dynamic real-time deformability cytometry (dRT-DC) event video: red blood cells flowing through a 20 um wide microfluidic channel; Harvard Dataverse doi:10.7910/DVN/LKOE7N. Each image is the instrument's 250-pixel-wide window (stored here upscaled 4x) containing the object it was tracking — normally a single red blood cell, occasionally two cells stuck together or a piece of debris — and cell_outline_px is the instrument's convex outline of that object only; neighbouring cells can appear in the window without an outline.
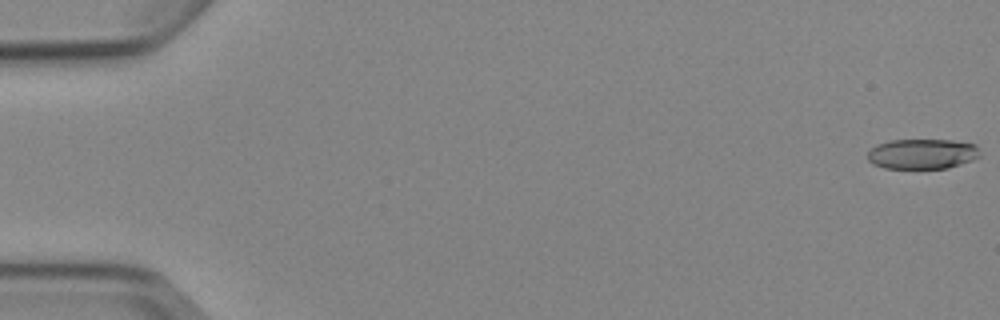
{"species": "Egyptian fruit bat (a non-hibernating species)", "species_latin": "Rousettus aegyptiacus", "temperature_condition": "cold", "stored_images_in_passage": 5, "camera_frame_rate_fps": 3000, "um_per_image_px": 0.085, "animal": {"sex": "female"}, "frame": {"image": 1, "passage_image": 1, "time_ms": 0.0, "image_size_px": [1000, 320], "cell_outline_px": [[980, 156], [972, 160], [948, 168], [884, 168], [872, 164], [868, 160], [868, 152], [876, 144], [888, 140], [952, 140], [976, 144]], "centroid_in_image_um": [78.37, 13.07], "position_along_channel_um": 6.6, "area_um2": 19.77}}
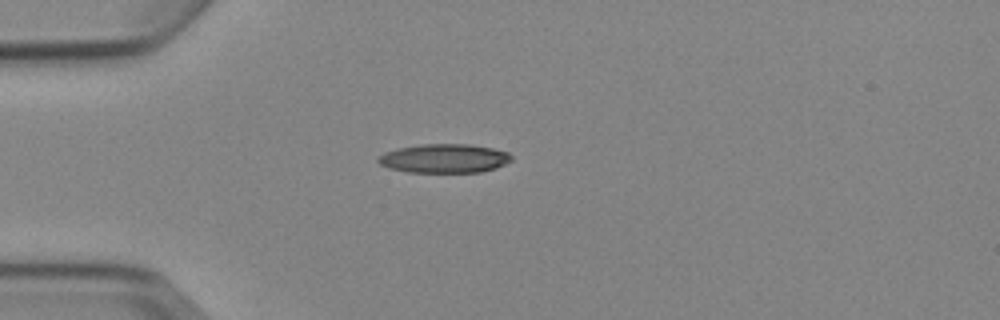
{"frame": {"image": 2, "passage_image": 4, "time_ms": 4.667, "image_size_px": [1000, 320], "cell_outline_px": [[512, 160], [496, 168], [480, 172], [408, 172], [388, 168], [380, 164], [376, 160], [384, 152], [396, 148], [420, 144], [468, 144], [492, 148], [508, 152], [512, 156]], "centroid_in_image_um": [37.75, 13.46], "position_along_channel_um": 47.3, "area_um2": 22.54}}